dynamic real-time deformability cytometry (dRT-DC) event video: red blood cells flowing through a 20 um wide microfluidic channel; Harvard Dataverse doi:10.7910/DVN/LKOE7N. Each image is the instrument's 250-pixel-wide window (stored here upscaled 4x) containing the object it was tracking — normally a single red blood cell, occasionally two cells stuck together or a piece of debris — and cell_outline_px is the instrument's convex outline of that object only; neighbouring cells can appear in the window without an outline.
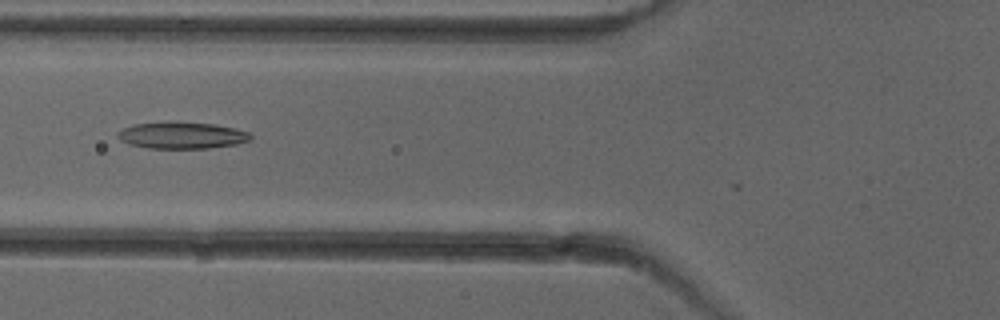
{"species": "common noctule bat (a hibernating species)", "species_latin": "Nyctalus noctula", "temperature_condition": "cold", "stored_images_in_passage": 6, "camera_frame_rate_fps": 3000, "um_per_image_px": 0.085, "animal": {"sex": "female"}, "frame": {"image": 1, "passage_image": 6, "time_ms": 6.0, "image_size_px": [1000, 320], "cell_outline_px": [[252, 140], [236, 144], [208, 148], [148, 148], [128, 144], [120, 140], [116, 136], [116, 132], [132, 124], [168, 120], [212, 124], [232, 128], [248, 132], [252, 136]], "centroid_in_image_um": [15.39, 11.49], "position_along_channel_um": 110.4, "area_um2": 20.98}}